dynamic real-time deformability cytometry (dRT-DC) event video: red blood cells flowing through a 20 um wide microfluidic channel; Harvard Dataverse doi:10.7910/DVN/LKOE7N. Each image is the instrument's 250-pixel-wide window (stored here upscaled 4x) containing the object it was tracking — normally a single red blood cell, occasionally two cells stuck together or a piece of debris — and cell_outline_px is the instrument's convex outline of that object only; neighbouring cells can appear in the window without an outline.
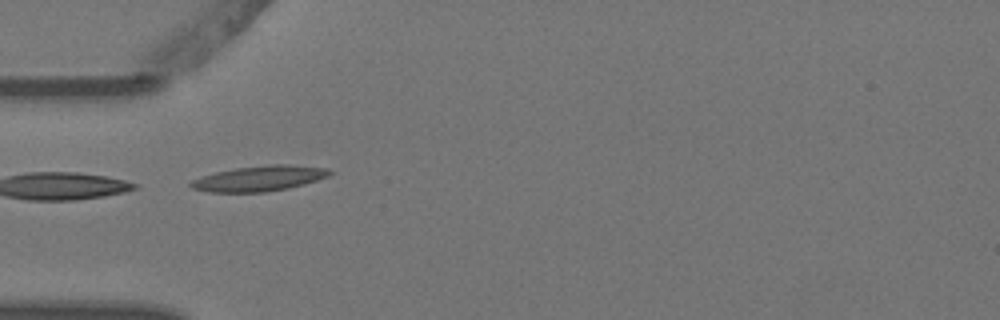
{"species": "Egyptian fruit bat (a non-hibernating species)", "species_latin": "Rousettus aegyptiacus", "temperature_condition": "warm", "stored_images_in_passage": 7, "camera_frame_rate_fps": 3000, "um_per_image_px": 0.085, "animal": {"sex": "female"}, "frame": {"image": 1, "passage_image": 5, "time_ms": 1.333, "image_size_px": [1000, 320], "cell_outline_px": [[332, 172], [328, 176], [316, 180], [288, 188], [264, 192], [212, 192], [192, 188], [188, 184], [192, 180], [216, 172], [236, 168], [272, 164], [288, 164], [328, 168]], "centroid_in_image_um": [22.05, 15.16], "position_along_channel_um": 63.0, "area_um2": 20.23}}
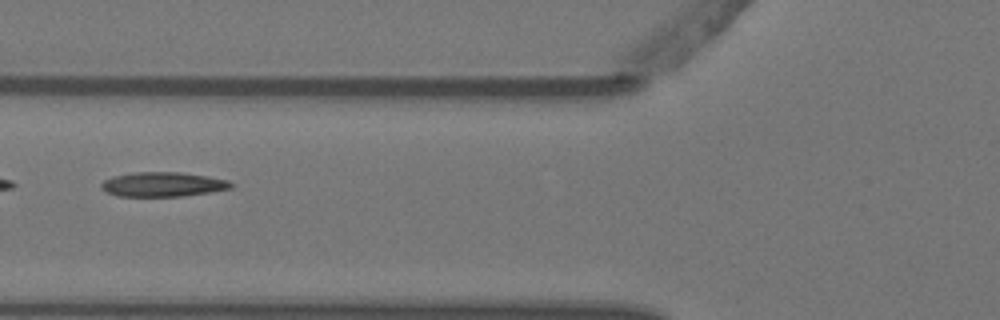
{"frame": {"image": 2, "passage_image": 6, "time_ms": 1.667, "image_size_px": [1000, 320], "cell_outline_px": [[236, 184], [232, 188], [208, 192], [180, 196], [116, 196], [100, 188], [100, 184], [104, 180], [116, 176], [136, 172], [180, 172], [208, 176], [228, 180]], "centroid_in_image_um": [13.87, 15.67], "position_along_channel_um": 111.9, "area_um2": 18.44}}
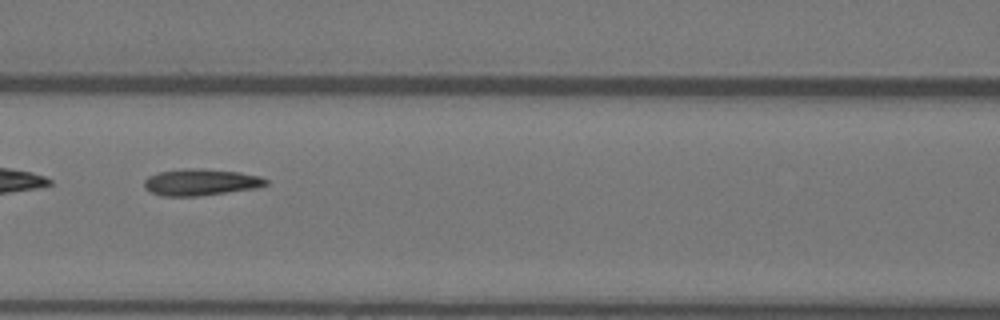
{"frame": {"image": 3, "passage_image": 7, "time_ms": 2.0, "image_size_px": [1000, 320], "cell_outline_px": [[268, 184], [256, 188], [200, 196], [164, 196], [152, 192], [144, 188], [144, 180], [148, 176], [160, 172], [184, 168], [204, 168], [240, 172], [260, 176], [268, 180]], "centroid_in_image_um": [17.08, 15.48], "position_along_channel_um": 149.5, "area_um2": 18.96}}